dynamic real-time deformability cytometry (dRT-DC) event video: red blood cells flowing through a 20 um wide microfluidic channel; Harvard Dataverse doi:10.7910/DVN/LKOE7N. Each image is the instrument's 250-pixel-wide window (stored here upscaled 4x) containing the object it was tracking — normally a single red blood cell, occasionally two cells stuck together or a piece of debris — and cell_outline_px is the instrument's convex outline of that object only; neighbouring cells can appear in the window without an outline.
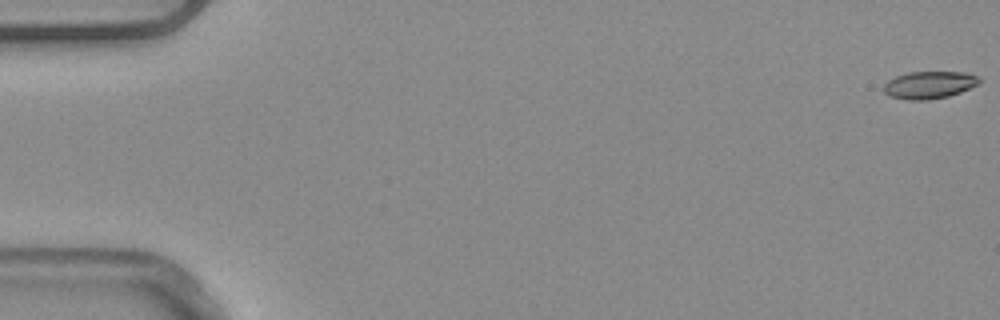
{"species": "common noctule bat (a hibernating species)", "species_latin": "Nyctalus noctula", "temperature_condition": "warm", "stored_images_in_passage": 53, "camera_frame_rate_fps": 3000, "um_per_image_px": 0.085, "animal": {"sex": "male", "body_mass_g": 20.4}, "frame": {"image": 1, "passage_image": 1, "time_ms": 0.0, "image_size_px": [1000, 320], "cell_outline_px": [[980, 80], [976, 84], [960, 92], [948, 96], [928, 100], [908, 100], [888, 96], [884, 92], [884, 84], [888, 80], [896, 76], [908, 72], [964, 72], [976, 76]], "centroid_in_image_um": [78.92, 7.22], "position_along_channel_um": 6.1, "area_um2": 15.09}}
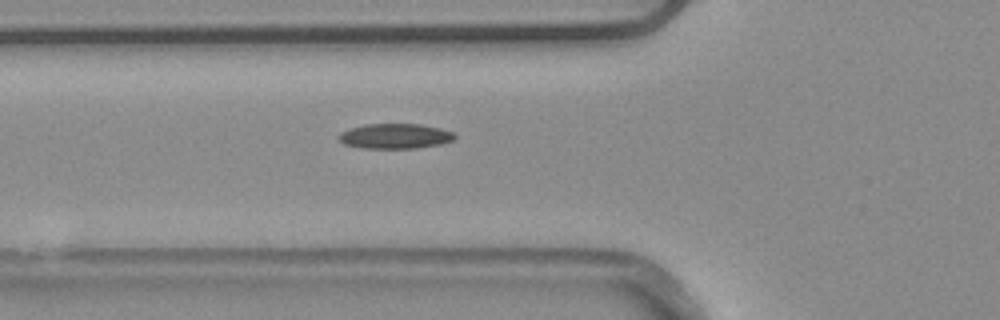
{"frame": {"image": 2, "passage_image": 20, "time_ms": 6.333, "image_size_px": [1000, 320], "cell_outline_px": [[456, 136], [452, 140], [440, 144], [416, 148], [364, 148], [344, 144], [336, 136], [340, 132], [364, 124], [420, 124], [440, 128], [452, 132]], "centroid_in_image_um": [33.56, 11.57], "position_along_channel_um": 92.2, "area_um2": 16.82}}
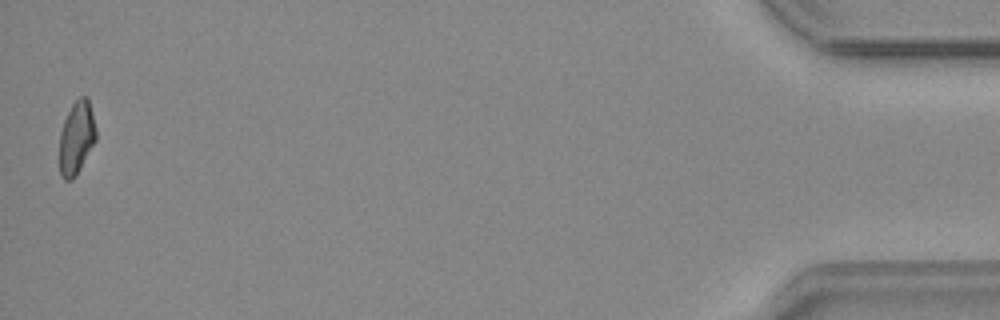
{"frame": {"image": 3, "passage_image": 53, "time_ms": 17.333, "image_size_px": [1000, 320], "cell_outline_px": [[96, 140], [76, 176], [72, 180], [64, 180], [60, 176], [60, 132], [64, 120], [72, 104], [80, 96], [88, 96], [96, 128]], "centroid_in_image_um": [6.51, 11.71], "position_along_channel_um": 428.7, "area_um2": 15.61}}